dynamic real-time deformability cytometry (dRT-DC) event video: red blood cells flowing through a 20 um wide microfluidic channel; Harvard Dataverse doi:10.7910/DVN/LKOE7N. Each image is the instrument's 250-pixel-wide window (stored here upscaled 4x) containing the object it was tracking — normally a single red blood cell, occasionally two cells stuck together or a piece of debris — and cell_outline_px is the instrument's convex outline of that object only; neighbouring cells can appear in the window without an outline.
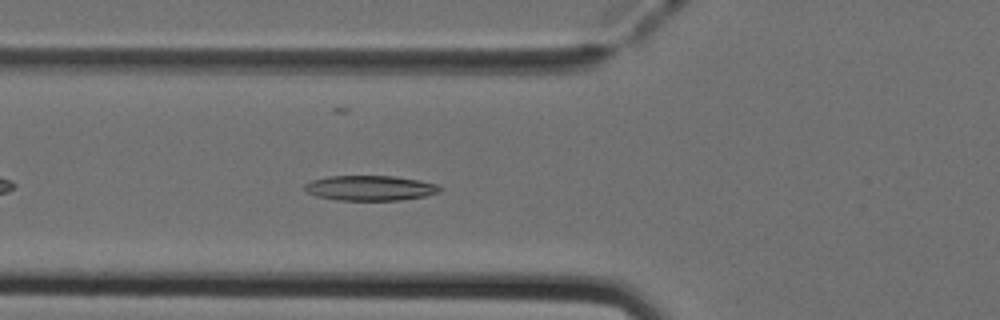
{"species": "Egyptian fruit bat (a non-hibernating species)", "species_latin": "Rousettus aegyptiacus", "temperature_condition": "cold", "stored_images_in_passage": 38, "camera_frame_rate_fps": 3000, "um_per_image_px": 0.085, "animal": {"sex": "female"}, "frame": {"image": 1, "passage_image": 6, "time_ms": 1.667, "image_size_px": [1000, 320], "cell_outline_px": [[444, 188], [440, 192], [424, 196], [400, 200], [336, 200], [316, 196], [308, 192], [304, 188], [304, 184], [312, 180], [328, 176], [396, 176], [420, 180], [436, 184]], "centroid_in_image_um": [31.48, 15.98], "position_along_channel_um": 94.3, "area_um2": 19.83}}
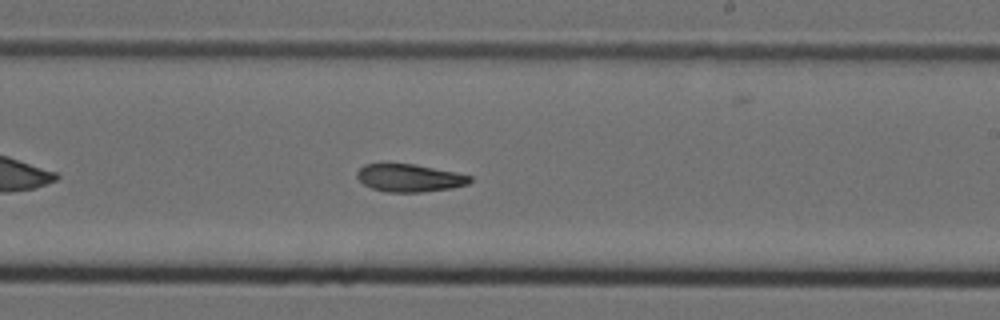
{"frame": {"image": 2, "passage_image": 18, "time_ms": 5.667, "image_size_px": [1000, 320], "cell_outline_px": [[472, 180], [468, 184], [452, 188], [420, 192], [388, 192], [372, 188], [364, 184], [356, 176], [356, 172], [364, 164], [416, 164], [456, 172], [472, 176]], "centroid_in_image_um": [34.83, 15.12], "position_along_channel_um": 254.2, "area_um2": 18.21}}
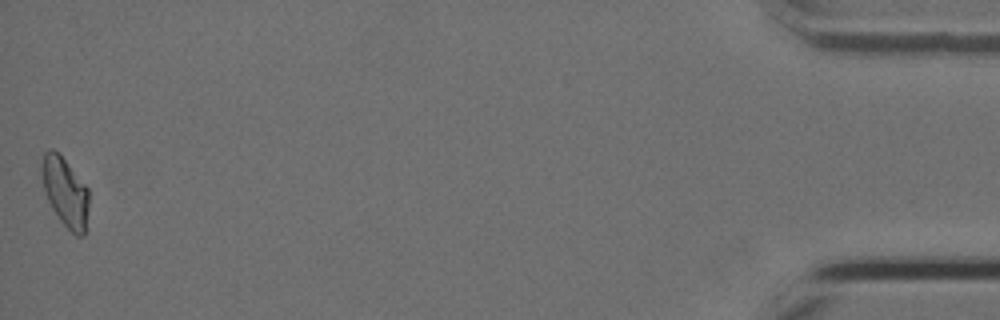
{"frame": {"image": 3, "passage_image": 38, "time_ms": 12.333, "image_size_px": [1000, 320], "cell_outline_px": [[88, 208], [84, 236], [76, 236], [60, 220], [52, 208], [44, 192], [40, 172], [40, 164], [44, 152], [48, 148], [52, 148], [64, 160], [88, 188]], "centroid_in_image_um": [5.51, 16.31], "position_along_channel_um": 429.7, "area_um2": 18.9}, "authors_computed_cell_mechanics": {"area_um2": 18.8717, "velocity_mm_per_s": 3.9922, "shape_relaxation_time_tau1_ms": 8.0126, "shape_relaxation_time_tau2_ms": 3.5083, "deformation_change_tau1": 0.2044, "deformation_change_tau2": 0.0946}}